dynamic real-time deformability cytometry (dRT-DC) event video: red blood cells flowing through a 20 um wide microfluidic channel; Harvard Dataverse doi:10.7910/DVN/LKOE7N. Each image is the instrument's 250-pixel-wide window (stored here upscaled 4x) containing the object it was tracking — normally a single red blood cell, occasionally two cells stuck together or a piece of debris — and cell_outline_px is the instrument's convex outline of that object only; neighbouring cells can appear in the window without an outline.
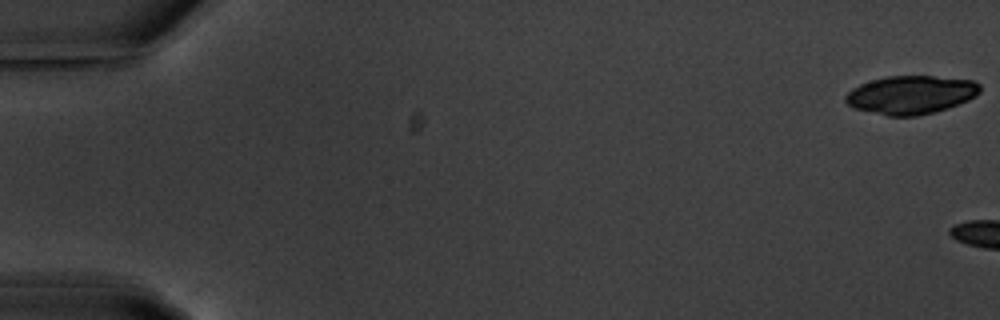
{"species": "common noctule bat (a hibernating species)", "species_latin": "Nyctalus noctula", "temperature_condition": "warm", "stored_images_in_passage": 6, "camera_frame_rate_fps": 3000, "um_per_image_px": 0.085, "animal": {"sex": "male", "body_mass_g": 20.1, "forearm_length_mm": 53.5}, "frame": {"image": 1, "passage_image": 1, "time_ms": 0.0, "image_size_px": [1000, 320], "cell_outline_px": [[980, 92], [976, 96], [968, 100], [948, 108], [936, 112], [916, 116], [888, 116], [856, 108], [848, 104], [844, 100], [844, 96], [852, 88], [860, 84], [872, 80], [888, 76], [932, 76], [972, 80], [980, 84]], "centroid_in_image_um": [77.44, 8.06], "position_along_channel_um": 7.6, "area_um2": 30.0}}